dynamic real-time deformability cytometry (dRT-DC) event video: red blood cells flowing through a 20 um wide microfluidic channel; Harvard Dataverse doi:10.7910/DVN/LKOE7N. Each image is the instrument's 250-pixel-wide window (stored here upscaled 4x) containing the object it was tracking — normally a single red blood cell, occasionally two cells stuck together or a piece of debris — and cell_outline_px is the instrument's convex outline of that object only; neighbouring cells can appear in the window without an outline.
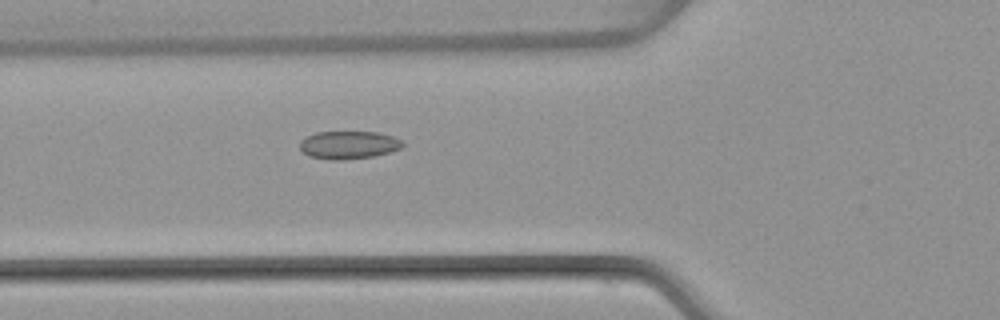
{"species": "common noctule bat (a hibernating species)", "species_latin": "Nyctalus noctula", "temperature_condition": "warm", "stored_images_in_passage": 51, "camera_frame_rate_fps": 3000, "um_per_image_px": 0.085, "animal": {"sex": "female", "body_mass_g": 22.7, "forearm_length_mm": 54.2}, "frame": {"image": 1, "passage_image": 19, "time_ms": 6.0, "image_size_px": [1000, 320], "cell_outline_px": [[404, 144], [400, 148], [392, 152], [372, 156], [340, 160], [332, 160], [308, 156], [300, 148], [300, 140], [304, 136], [316, 132], [376, 132], [392, 136], [400, 140]], "centroid_in_image_um": [29.6, 12.31], "position_along_channel_um": 96.2, "area_um2": 16.7}}
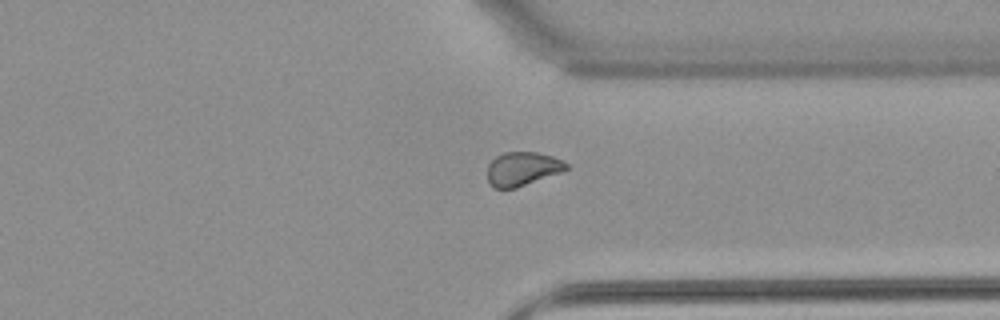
{"frame": {"image": 2, "passage_image": 39, "time_ms": 12.667, "image_size_px": [1000, 320], "cell_outline_px": [[568, 168], [564, 172], [516, 188], [492, 188], [488, 184], [488, 164], [496, 156], [504, 152], [536, 152], [552, 156], [564, 160], [568, 164]], "centroid_in_image_um": [44.43, 14.36], "position_along_channel_um": 367.0, "area_um2": 15.84}}
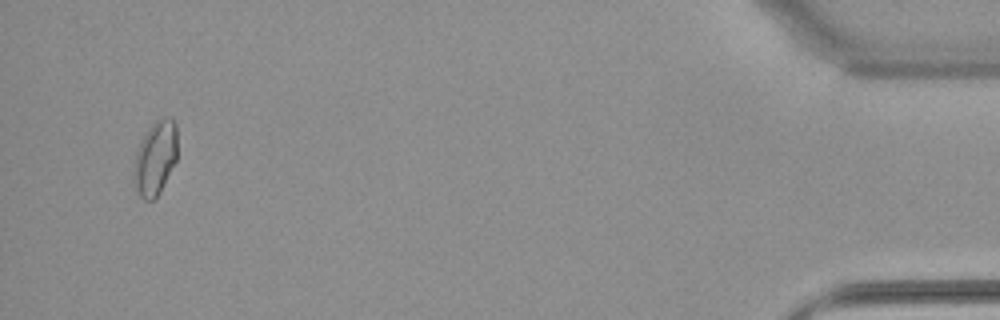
{"frame": {"image": 3, "passage_image": 49, "time_ms": 16.0, "image_size_px": [1000, 320], "cell_outline_px": [[176, 160], [160, 192], [152, 200], [144, 200], [140, 196], [132, 180], [132, 176], [136, 152], [148, 128], [156, 120], [164, 116], [172, 116], [176, 124]], "centroid_in_image_um": [13.19, 13.42], "position_along_channel_um": 422.0, "area_um2": 18.79}, "authors_computed_cell_mechanics": {"area_um2": 16.6464, "velocity_mm_per_s": 4.0577, "shape_relaxation_time_tau1_ms": null, "shape_relaxation_time_tau2_ms": 1.9131, "deformation_change_tau1": null, "deformation_change_tau2": 0.0522}}